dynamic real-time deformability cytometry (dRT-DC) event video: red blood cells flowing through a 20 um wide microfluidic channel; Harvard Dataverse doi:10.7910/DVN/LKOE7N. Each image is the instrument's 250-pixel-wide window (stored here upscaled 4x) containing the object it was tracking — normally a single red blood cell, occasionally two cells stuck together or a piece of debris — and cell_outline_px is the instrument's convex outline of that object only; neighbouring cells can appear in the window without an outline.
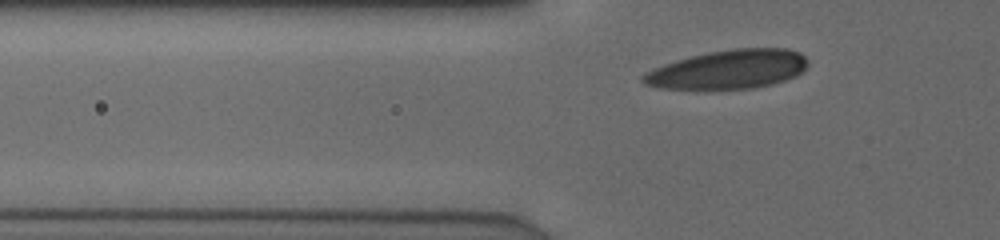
{"species": "human", "species_latin": "Homo sapiens", "temperature_condition": "cold", "stored_images_in_passage": 29, "camera_frame_rate_fps": 3000, "um_per_image_px": 0.085, "donor": {"sex": "male"}, "frame": {"image": 1, "passage_image": 2, "time_ms": 0.333, "image_size_px": [1000, 240], "cell_outline_px": [[808, 64], [796, 76], [772, 84], [752, 88], [656, 88], [644, 84], [640, 80], [640, 76], [664, 64], [676, 60], [708, 52], [736, 48], [788, 48], [800, 52], [808, 60]], "centroid_in_image_um": [61.93, 5.89], "position_along_channel_um": 63.9, "area_um2": 37.05}}
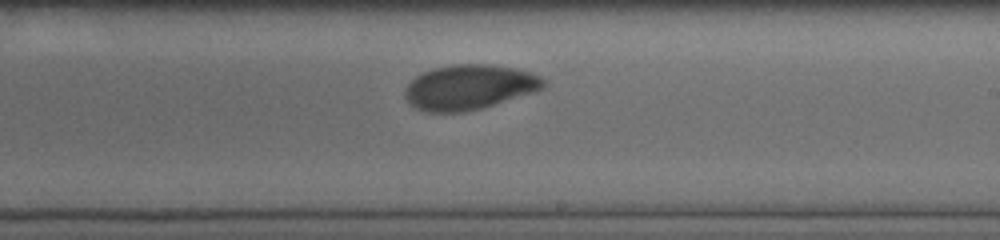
{"frame": {"image": 2, "passage_image": 17, "time_ms": 5.333, "image_size_px": [1000, 240], "cell_outline_px": [[544, 88], [536, 92], [480, 108], [464, 112], [428, 112], [416, 108], [404, 96], [404, 88], [416, 76], [432, 68], [452, 64], [488, 64], [516, 68], [540, 76], [544, 80]], "centroid_in_image_um": [39.88, 7.4], "position_along_channel_um": 249.1, "area_um2": 36.18}}
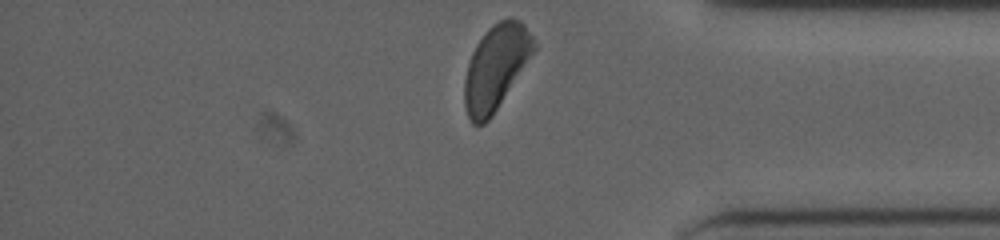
{"frame": {"image": 3, "passage_image": 29, "time_ms": 9.333, "image_size_px": [1000, 240], "cell_outline_px": [[536, 48], [492, 116], [484, 124], [472, 124], [468, 116], [464, 104], [464, 80], [468, 64], [472, 52], [476, 44], [484, 32], [492, 24], [508, 16], [512, 16], [520, 20], [524, 24], [532, 36], [536, 44]], "centroid_in_image_um": [42.13, 5.68], "position_along_channel_um": 393.1, "area_um2": 34.1}, "authors_computed_cell_mechanics": {"area_um2": 36.2406, "velocity_mm_per_s": 3.8765, "shape_relaxation_time_tau1_ms": 2.7885, "shape_relaxation_time_tau2_ms": 5.3199, "deformation_change_tau1": 0.1006, "deformation_change_tau2": 0.0899}}